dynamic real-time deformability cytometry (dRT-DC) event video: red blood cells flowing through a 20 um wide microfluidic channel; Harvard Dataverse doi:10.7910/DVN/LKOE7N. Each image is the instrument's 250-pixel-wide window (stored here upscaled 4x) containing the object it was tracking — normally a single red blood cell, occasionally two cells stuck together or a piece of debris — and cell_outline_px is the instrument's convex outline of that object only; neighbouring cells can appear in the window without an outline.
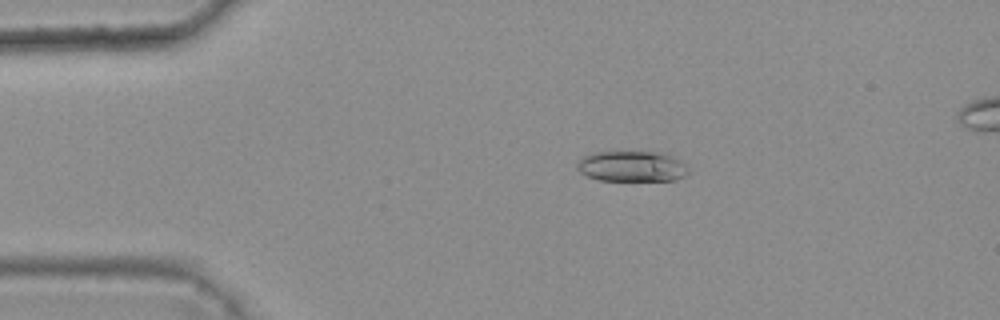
{"species": "common noctule bat (a hibernating species)", "species_latin": "Nyctalus noctula", "temperature_condition": "warm", "stored_images_in_passage": 5, "camera_frame_rate_fps": 3000, "um_per_image_px": 0.085, "animal": {"sex": "female", "body_mass_g": 25.1}, "frame": {"image": 1, "passage_image": 3, "time_ms": 0.667, "image_size_px": [1000, 320], "cell_outline_px": [[692, 172], [676, 180], [600, 180], [588, 176], [580, 172], [576, 168], [576, 164], [584, 156], [592, 152], [660, 152], [680, 160]], "centroid_in_image_um": [53.72, 14.14], "position_along_channel_um": 31.3, "area_um2": 19.83}}
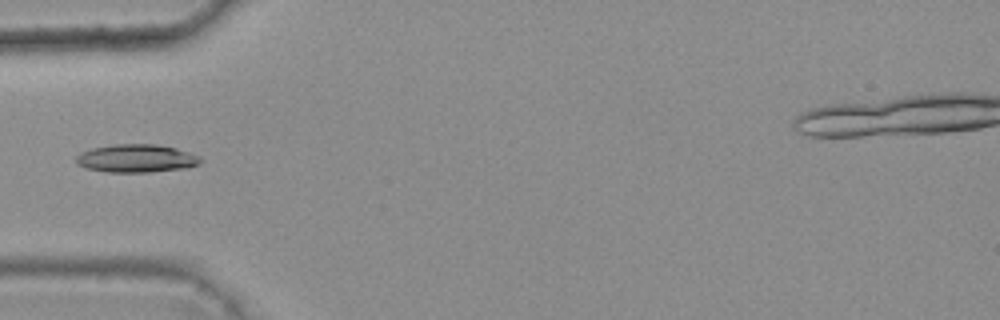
{"frame": {"image": 2, "passage_image": 5, "time_ms": 1.333, "image_size_px": [1000, 320], "cell_outline_px": [[204, 160], [196, 164], [184, 168], [148, 172], [108, 172], [84, 168], [76, 164], [76, 156], [80, 152], [92, 148], [116, 144], [156, 144], [176, 148], [200, 156]], "centroid_in_image_um": [11.55, 13.46], "position_along_channel_um": 73.4, "area_um2": 20.35}}